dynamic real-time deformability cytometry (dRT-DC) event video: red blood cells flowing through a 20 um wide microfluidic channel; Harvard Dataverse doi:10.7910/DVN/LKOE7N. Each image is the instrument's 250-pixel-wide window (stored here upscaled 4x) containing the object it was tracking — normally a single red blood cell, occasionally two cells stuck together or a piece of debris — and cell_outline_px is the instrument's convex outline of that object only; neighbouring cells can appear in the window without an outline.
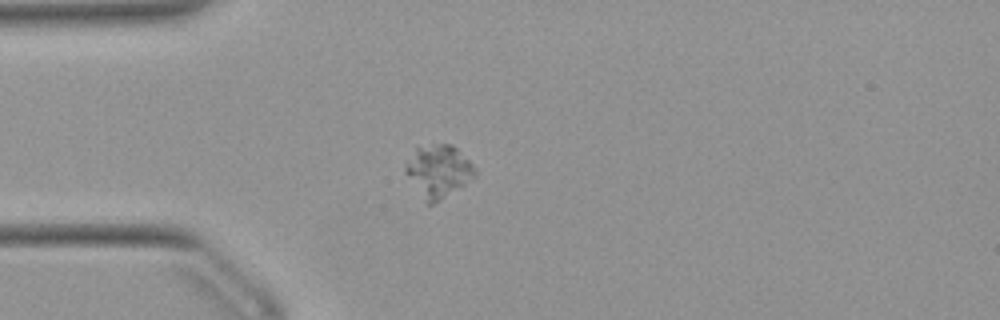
{"species": "Egyptian fruit bat (a non-hibernating species)", "species_latin": "Rousettus aegyptiacus", "temperature_condition": "warm", "stored_images_in_passage": 40, "camera_frame_rate_fps": 3000, "um_per_image_px": 0.085, "animal": {"sex": "female"}, "frame": {"image": 1, "passage_image": 1, "time_ms": 0.0, "image_size_px": [1000, 320], "cell_outline_px": [[476, 176], [440, 200], [432, 204], [428, 204], [404, 172], [404, 168], [416, 148], [432, 144], [452, 144], [472, 164], [476, 172]], "centroid_in_image_um": [37.26, 14.53], "position_along_channel_um": 47.7, "area_um2": 20.58}}
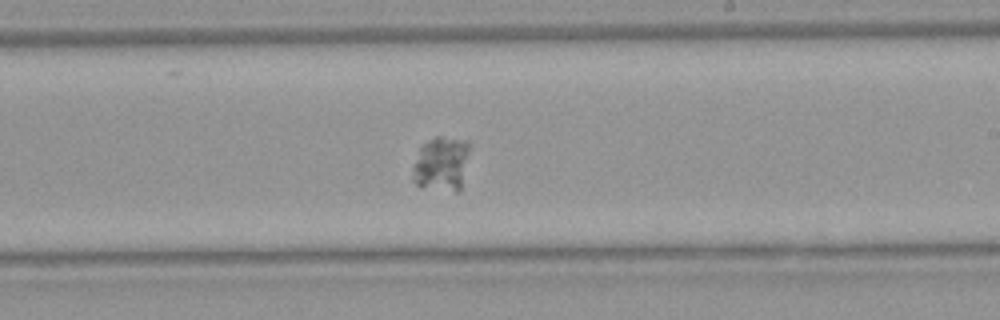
{"frame": {"image": 2, "passage_image": 18, "time_ms": 5.667, "image_size_px": [1000, 320], "cell_outline_px": [[472, 144], [460, 192], [456, 192], [416, 184], [412, 180], [412, 168], [420, 148], [428, 140], [436, 136], [440, 136], [468, 140]], "centroid_in_image_um": [37.57, 13.89], "position_along_channel_um": 251.4, "area_um2": 18.32}}
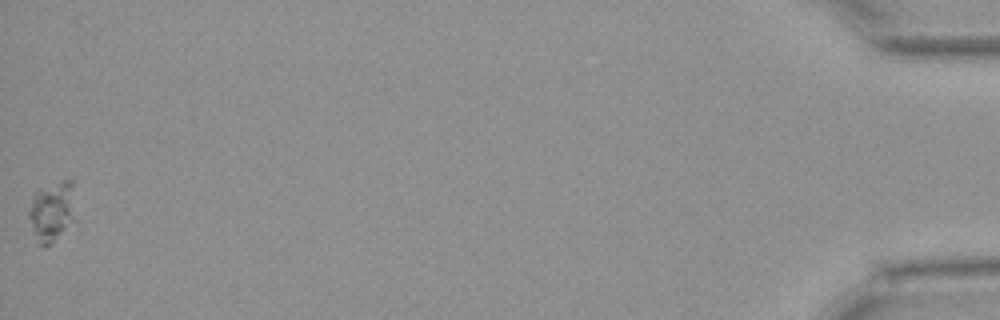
{"frame": {"image": 3, "passage_image": 40, "time_ms": 13.0, "image_size_px": [1000, 320], "cell_outline_px": [[76, 220], [44, 248], [40, 244], [32, 232], [28, 216], [28, 208], [32, 196], [36, 188], [64, 180], [72, 180]], "centroid_in_image_um": [4.4, 17.93], "position_along_channel_um": 430.8, "area_um2": 16.65}}